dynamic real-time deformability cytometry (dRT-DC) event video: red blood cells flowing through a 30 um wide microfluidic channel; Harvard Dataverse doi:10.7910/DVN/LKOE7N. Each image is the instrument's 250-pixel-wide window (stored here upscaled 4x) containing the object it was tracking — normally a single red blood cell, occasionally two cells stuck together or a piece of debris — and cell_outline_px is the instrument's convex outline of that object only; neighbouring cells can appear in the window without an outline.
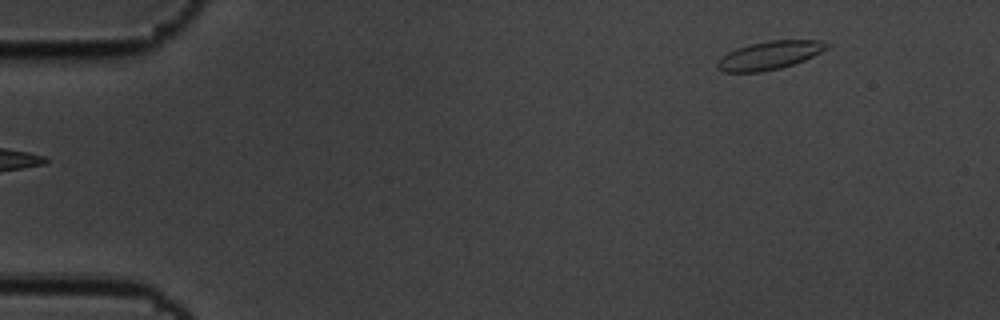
{"species": "common noctule bat (a hibernating species)", "species_latin": "Nyctalus noctula", "temperature_condition": "cold", "stored_images_in_passage": 53, "camera_frame_rate_fps": 3000, "um_per_image_px": 0.085, "animal": {"sex": "male", "body_mass_g": 19.5, "forearm_length_mm": 54.6}, "frame": {"image": 1, "passage_image": 1, "time_ms": 0.0, "image_size_px": [1000, 320], "cell_outline_px": [[832, 44], [828, 48], [804, 60], [780, 68], [760, 72], [724, 72], [716, 68], [716, 60], [728, 52], [736, 48], [748, 44], [768, 40], [820, 40]], "centroid_in_image_um": [65.38, 4.69], "position_along_channel_um": 19.6, "area_um2": 18.21}}
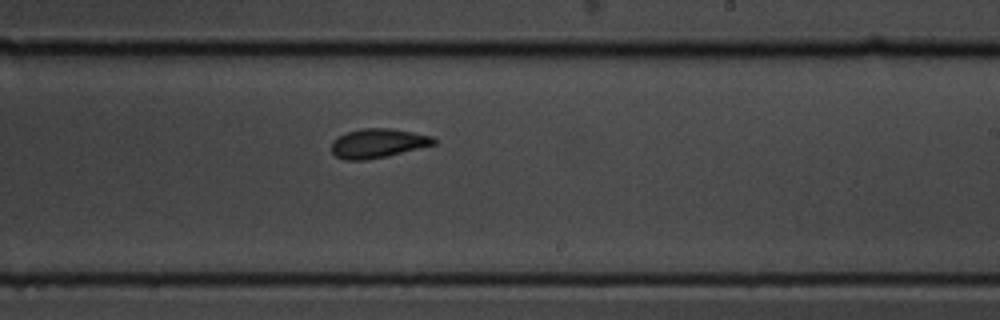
{"frame": {"image": 2, "passage_image": 30, "time_ms": 9.667, "image_size_px": [1000, 320], "cell_outline_px": [[436, 144], [388, 156], [368, 160], [344, 160], [336, 156], [332, 152], [332, 140], [348, 132], [364, 128], [392, 128], [432, 136], [436, 140]], "centroid_in_image_um": [32.13, 12.18], "position_along_channel_um": 256.9, "area_um2": 17.4}}
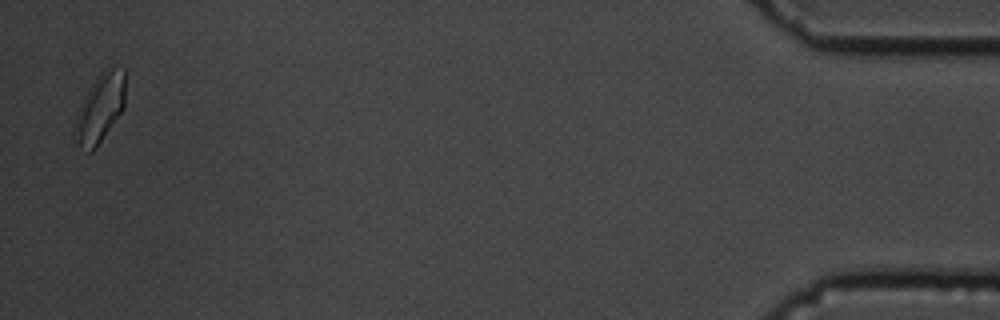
{"frame": {"image": 3, "passage_image": 52, "time_ms": 17.0, "image_size_px": [1000, 320], "cell_outline_px": [[124, 108], [96, 148], [92, 152], [88, 152], [80, 148], [72, 140], [72, 132], [80, 100], [88, 88], [100, 72], [104, 68], [124, 68]], "centroid_in_image_um": [8.43, 9.24], "position_along_channel_um": 426.8, "area_um2": 20.69}, "authors_computed_cell_mechanics": {"area_um2": 17.4556, "velocity_mm_per_s": 3.4556, "shape_relaxation_time_tau1_ms": 4.2016, "shape_relaxation_time_tau2_ms": 1.4194, "deformation_change_tau1": 0.1139, "deformation_change_tau2": 0.0536}}